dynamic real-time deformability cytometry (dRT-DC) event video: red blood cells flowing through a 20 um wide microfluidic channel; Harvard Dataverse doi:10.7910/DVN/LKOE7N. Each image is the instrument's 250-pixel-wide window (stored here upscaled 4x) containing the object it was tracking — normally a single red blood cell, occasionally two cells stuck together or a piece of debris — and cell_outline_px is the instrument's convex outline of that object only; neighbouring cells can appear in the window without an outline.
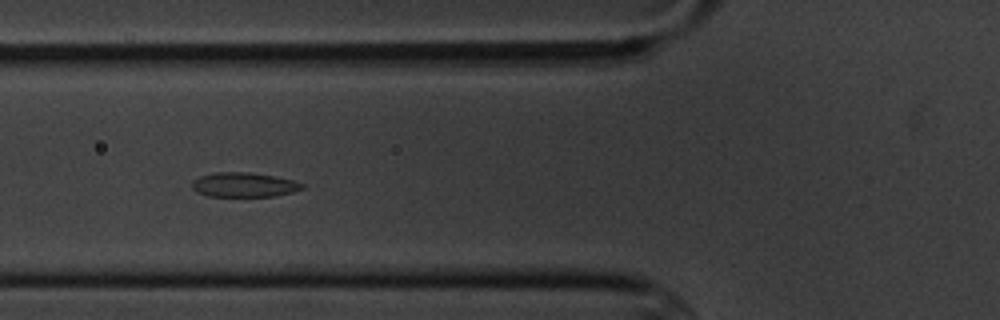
{"species": "common noctule bat (a hibernating species)", "species_latin": "Nyctalus noctula", "temperature_condition": "cold", "stored_images_in_passage": 9, "camera_frame_rate_fps": 3000, "um_per_image_px": 0.085, "animal": {"sex": "male", "body_mass_g": 20.1, "forearm_length_mm": 53.5}, "frame": {"image": 1, "passage_image": 6, "time_ms": 5.667, "image_size_px": [1000, 320], "cell_outline_px": [[304, 188], [292, 192], [276, 196], [208, 196], [196, 192], [192, 188], [192, 180], [200, 176], [216, 172], [252, 172], [276, 176], [292, 180], [304, 184]], "centroid_in_image_um": [20.73, 15.7], "position_along_channel_um": 105.1, "area_um2": 15.84}}
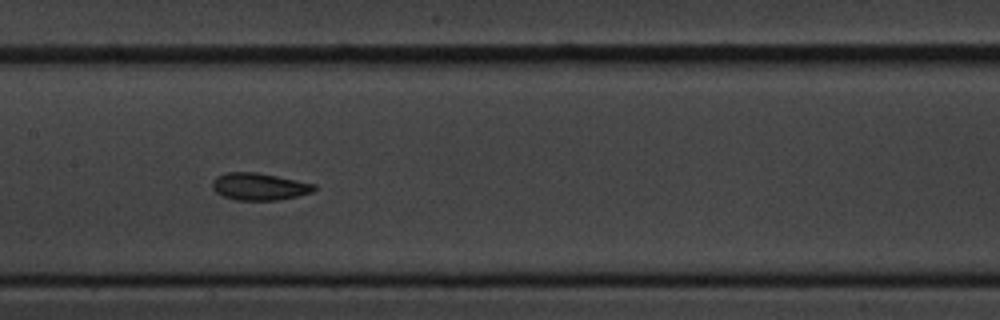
{"frame": {"image": 2, "passage_image": 8, "time_ms": 8.0, "image_size_px": [1000, 320], "cell_outline_px": [[316, 188], [312, 192], [296, 196], [276, 200], [236, 200], [224, 196], [216, 192], [212, 188], [212, 180], [216, 176], [224, 172], [256, 172], [316, 184]], "centroid_in_image_um": [22.0, 15.85], "position_along_channel_um": 185.4, "area_um2": 16.07}}
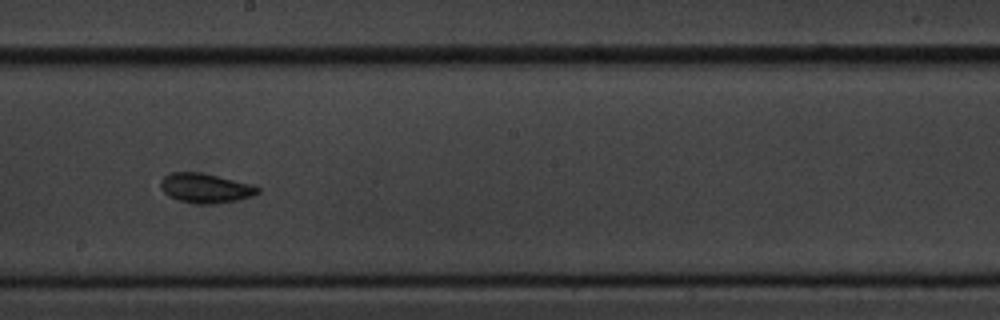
{"frame": {"image": 3, "passage_image": 9, "time_ms": 9.333, "image_size_px": [1000, 320], "cell_outline_px": [[260, 192], [252, 196], [236, 200], [212, 204], [196, 204], [180, 200], [168, 196], [160, 188], [160, 180], [168, 172], [200, 172], [256, 184], [260, 188]], "centroid_in_image_um": [17.47, 15.97], "position_along_channel_um": 230.7, "area_um2": 16.99}}